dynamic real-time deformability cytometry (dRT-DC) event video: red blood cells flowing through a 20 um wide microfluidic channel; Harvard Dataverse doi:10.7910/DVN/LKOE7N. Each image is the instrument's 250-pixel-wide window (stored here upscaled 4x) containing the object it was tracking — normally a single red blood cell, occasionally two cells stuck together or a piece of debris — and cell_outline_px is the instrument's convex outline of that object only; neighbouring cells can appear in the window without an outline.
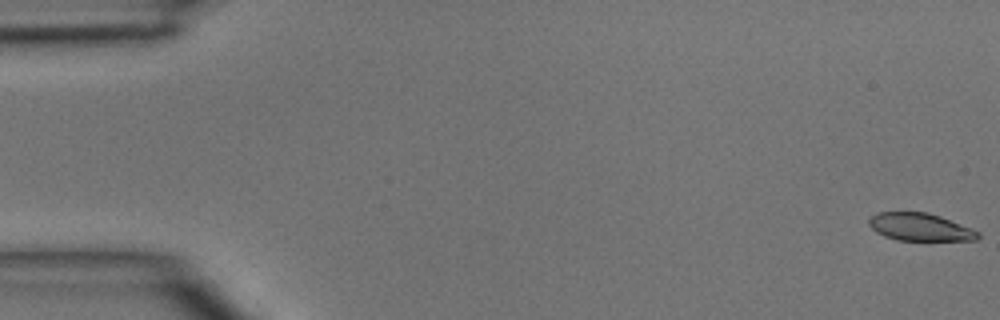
{"species": "common noctule bat (a hibernating species)", "species_latin": "Nyctalus noctula", "temperature_condition": "room temperature", "stored_images_in_passage": 47, "camera_frame_rate_fps": 3000, "um_per_image_px": 0.085, "animal": {"sex": "male", "body_mass_g": 15.6}, "frame": {"image": 1, "passage_image": 1, "time_ms": 0.0, "image_size_px": [1000, 320], "cell_outline_px": [[980, 236], [976, 240], [896, 240], [884, 236], [876, 232], [868, 224], [868, 220], [876, 212], [928, 212], [940, 216], [972, 228], [980, 232]], "centroid_in_image_um": [78.2, 19.29], "position_along_channel_um": 6.8, "area_um2": 17.63}}
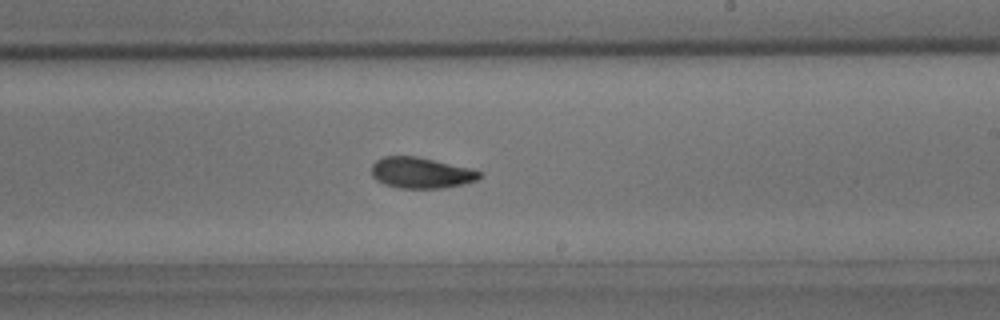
{"frame": {"image": 2, "passage_image": 28, "time_ms": 9.0, "image_size_px": [1000, 320], "cell_outline_px": [[484, 172], [476, 180], [460, 184], [440, 188], [400, 188], [384, 184], [376, 180], [372, 176], [372, 164], [376, 160], [384, 156], [416, 156], [472, 168]], "centroid_in_image_um": [35.78, 14.68], "position_along_channel_um": 253.2, "area_um2": 19.42}}
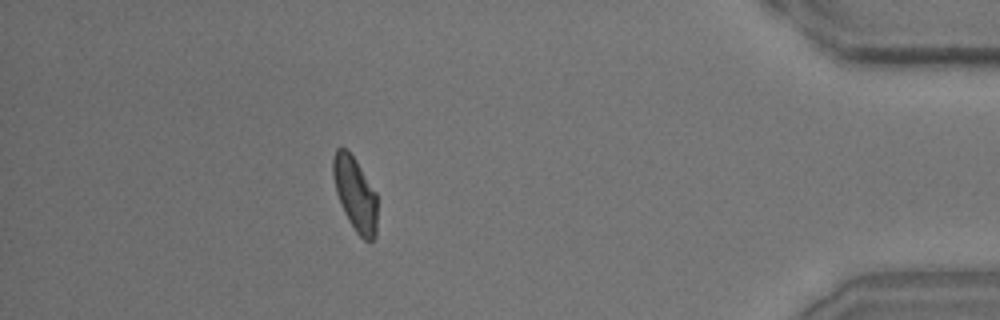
{"frame": {"image": 3, "passage_image": 42, "time_ms": 13.667, "image_size_px": [1000, 320], "cell_outline_px": [[376, 236], [372, 240], [364, 240], [356, 232], [348, 220], [340, 204], [336, 192], [332, 172], [332, 160], [336, 148], [344, 148], [356, 160], [376, 192]], "centroid_in_image_um": [30.17, 16.49], "position_along_channel_um": 405.0, "area_um2": 18.9}}